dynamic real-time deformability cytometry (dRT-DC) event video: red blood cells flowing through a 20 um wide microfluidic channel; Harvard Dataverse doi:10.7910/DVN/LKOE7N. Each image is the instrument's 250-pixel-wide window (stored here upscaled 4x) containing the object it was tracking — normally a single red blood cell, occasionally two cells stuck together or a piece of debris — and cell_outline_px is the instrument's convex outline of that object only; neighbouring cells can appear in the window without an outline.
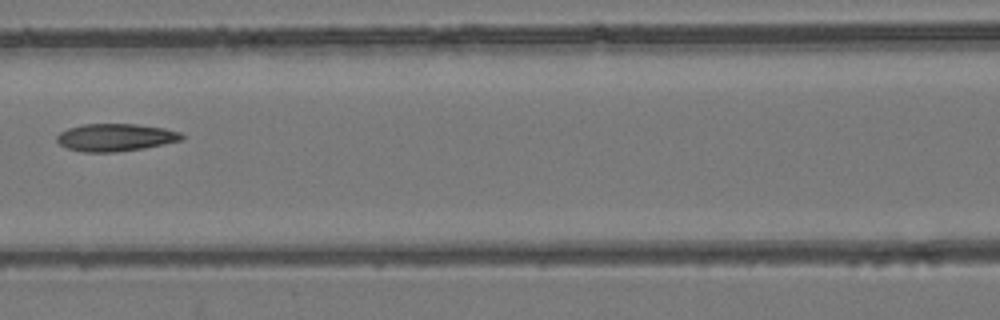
{"species": "common noctule bat (a hibernating species)", "species_latin": "Nyctalus noctula", "temperature_condition": "room temperature", "stored_images_in_passage": 6, "camera_frame_rate_fps": 3000, "um_per_image_px": 0.085, "animal": {"sex": "female", "body_mass_g": 24.6, "forearm_length_mm": 56.2}, "frame": {"image": 1, "passage_image": 6, "time_ms": 5.667, "image_size_px": [1000, 320], "cell_outline_px": [[184, 140], [144, 148], [116, 152], [84, 152], [68, 148], [60, 144], [56, 140], [56, 136], [60, 132], [68, 128], [84, 124], [136, 124], [164, 128], [180, 132], [184, 136]], "centroid_in_image_um": [9.83, 11.68], "position_along_channel_um": 156.8, "area_um2": 20.06}}